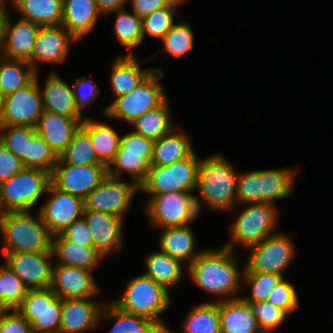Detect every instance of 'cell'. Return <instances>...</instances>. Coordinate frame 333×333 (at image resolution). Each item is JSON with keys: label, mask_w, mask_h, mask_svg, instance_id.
Here are the masks:
<instances>
[{"label": "cell", "mask_w": 333, "mask_h": 333, "mask_svg": "<svg viewBox=\"0 0 333 333\" xmlns=\"http://www.w3.org/2000/svg\"><path fill=\"white\" fill-rule=\"evenodd\" d=\"M234 250L223 247L219 250H203L188 267L191 279L203 290L227 300L240 290L241 274L236 266ZM241 273V274H240ZM231 296V297H230Z\"/></svg>", "instance_id": "cell-1"}, {"label": "cell", "mask_w": 333, "mask_h": 333, "mask_svg": "<svg viewBox=\"0 0 333 333\" xmlns=\"http://www.w3.org/2000/svg\"><path fill=\"white\" fill-rule=\"evenodd\" d=\"M0 231L5 243L4 253L52 252L53 234L40 213L37 219L29 211L1 213Z\"/></svg>", "instance_id": "cell-2"}, {"label": "cell", "mask_w": 333, "mask_h": 333, "mask_svg": "<svg viewBox=\"0 0 333 333\" xmlns=\"http://www.w3.org/2000/svg\"><path fill=\"white\" fill-rule=\"evenodd\" d=\"M238 175L221 155L200 160L196 189L212 209H233L236 203Z\"/></svg>", "instance_id": "cell-3"}, {"label": "cell", "mask_w": 333, "mask_h": 333, "mask_svg": "<svg viewBox=\"0 0 333 333\" xmlns=\"http://www.w3.org/2000/svg\"><path fill=\"white\" fill-rule=\"evenodd\" d=\"M112 303L122 311L146 317L158 327H165L159 315L168 308L171 298L163 285L142 274L130 280L122 297Z\"/></svg>", "instance_id": "cell-4"}, {"label": "cell", "mask_w": 333, "mask_h": 333, "mask_svg": "<svg viewBox=\"0 0 333 333\" xmlns=\"http://www.w3.org/2000/svg\"><path fill=\"white\" fill-rule=\"evenodd\" d=\"M50 184V173L24 167L0 185V214L30 211Z\"/></svg>", "instance_id": "cell-5"}, {"label": "cell", "mask_w": 333, "mask_h": 333, "mask_svg": "<svg viewBox=\"0 0 333 333\" xmlns=\"http://www.w3.org/2000/svg\"><path fill=\"white\" fill-rule=\"evenodd\" d=\"M152 70L129 94L115 98L105 109V114L111 118L128 121L130 124L143 116L148 110L160 106L165 100L159 77L163 72Z\"/></svg>", "instance_id": "cell-6"}, {"label": "cell", "mask_w": 333, "mask_h": 333, "mask_svg": "<svg viewBox=\"0 0 333 333\" xmlns=\"http://www.w3.org/2000/svg\"><path fill=\"white\" fill-rule=\"evenodd\" d=\"M146 214L153 226L158 228L185 226L199 214L198 197L187 192H165L151 195Z\"/></svg>", "instance_id": "cell-7"}, {"label": "cell", "mask_w": 333, "mask_h": 333, "mask_svg": "<svg viewBox=\"0 0 333 333\" xmlns=\"http://www.w3.org/2000/svg\"><path fill=\"white\" fill-rule=\"evenodd\" d=\"M198 161L193 152L188 158L167 166H150L139 189L150 195L196 190Z\"/></svg>", "instance_id": "cell-8"}, {"label": "cell", "mask_w": 333, "mask_h": 333, "mask_svg": "<svg viewBox=\"0 0 333 333\" xmlns=\"http://www.w3.org/2000/svg\"><path fill=\"white\" fill-rule=\"evenodd\" d=\"M277 214L276 208L271 203H249L231 226L234 244L227 243L225 247L234 250L237 242L250 248L275 234L273 228L277 222Z\"/></svg>", "instance_id": "cell-9"}, {"label": "cell", "mask_w": 333, "mask_h": 333, "mask_svg": "<svg viewBox=\"0 0 333 333\" xmlns=\"http://www.w3.org/2000/svg\"><path fill=\"white\" fill-rule=\"evenodd\" d=\"M17 310L30 323L33 333H59L62 299L50 287L28 290Z\"/></svg>", "instance_id": "cell-10"}, {"label": "cell", "mask_w": 333, "mask_h": 333, "mask_svg": "<svg viewBox=\"0 0 333 333\" xmlns=\"http://www.w3.org/2000/svg\"><path fill=\"white\" fill-rule=\"evenodd\" d=\"M290 238L283 233H275L250 247L251 252L243 273H272L282 275V271L294 259L295 250Z\"/></svg>", "instance_id": "cell-11"}, {"label": "cell", "mask_w": 333, "mask_h": 333, "mask_svg": "<svg viewBox=\"0 0 333 333\" xmlns=\"http://www.w3.org/2000/svg\"><path fill=\"white\" fill-rule=\"evenodd\" d=\"M43 112L42 95L36 73L35 79L29 85L5 96L0 126L35 127Z\"/></svg>", "instance_id": "cell-12"}, {"label": "cell", "mask_w": 333, "mask_h": 333, "mask_svg": "<svg viewBox=\"0 0 333 333\" xmlns=\"http://www.w3.org/2000/svg\"><path fill=\"white\" fill-rule=\"evenodd\" d=\"M139 186L107 176L85 199L84 211L104 212L121 219L131 205Z\"/></svg>", "instance_id": "cell-13"}, {"label": "cell", "mask_w": 333, "mask_h": 333, "mask_svg": "<svg viewBox=\"0 0 333 333\" xmlns=\"http://www.w3.org/2000/svg\"><path fill=\"white\" fill-rule=\"evenodd\" d=\"M107 176L104 165L57 163L51 174V184L60 191L85 199Z\"/></svg>", "instance_id": "cell-14"}, {"label": "cell", "mask_w": 333, "mask_h": 333, "mask_svg": "<svg viewBox=\"0 0 333 333\" xmlns=\"http://www.w3.org/2000/svg\"><path fill=\"white\" fill-rule=\"evenodd\" d=\"M47 193H52V196L41 206L39 213L46 227L55 235L83 216L84 199L60 191L52 184Z\"/></svg>", "instance_id": "cell-15"}, {"label": "cell", "mask_w": 333, "mask_h": 333, "mask_svg": "<svg viewBox=\"0 0 333 333\" xmlns=\"http://www.w3.org/2000/svg\"><path fill=\"white\" fill-rule=\"evenodd\" d=\"M7 264L22 280L28 290L45 289L51 286L52 252L4 253Z\"/></svg>", "instance_id": "cell-16"}, {"label": "cell", "mask_w": 333, "mask_h": 333, "mask_svg": "<svg viewBox=\"0 0 333 333\" xmlns=\"http://www.w3.org/2000/svg\"><path fill=\"white\" fill-rule=\"evenodd\" d=\"M40 28L38 24L22 18L13 24L7 13L1 36L3 57L29 62Z\"/></svg>", "instance_id": "cell-17"}, {"label": "cell", "mask_w": 333, "mask_h": 333, "mask_svg": "<svg viewBox=\"0 0 333 333\" xmlns=\"http://www.w3.org/2000/svg\"><path fill=\"white\" fill-rule=\"evenodd\" d=\"M92 271L56 264L52 269L50 288L63 299L90 298L99 292Z\"/></svg>", "instance_id": "cell-18"}, {"label": "cell", "mask_w": 333, "mask_h": 333, "mask_svg": "<svg viewBox=\"0 0 333 333\" xmlns=\"http://www.w3.org/2000/svg\"><path fill=\"white\" fill-rule=\"evenodd\" d=\"M94 241V248L103 256L122 247L123 219L104 212L84 211Z\"/></svg>", "instance_id": "cell-19"}, {"label": "cell", "mask_w": 333, "mask_h": 333, "mask_svg": "<svg viewBox=\"0 0 333 333\" xmlns=\"http://www.w3.org/2000/svg\"><path fill=\"white\" fill-rule=\"evenodd\" d=\"M84 120L85 118H71L44 111L35 128L37 133L59 157L71 143L75 132Z\"/></svg>", "instance_id": "cell-20"}, {"label": "cell", "mask_w": 333, "mask_h": 333, "mask_svg": "<svg viewBox=\"0 0 333 333\" xmlns=\"http://www.w3.org/2000/svg\"><path fill=\"white\" fill-rule=\"evenodd\" d=\"M77 41L62 25L41 27L36 39L30 66L37 72L35 62H62L68 55L69 43Z\"/></svg>", "instance_id": "cell-21"}, {"label": "cell", "mask_w": 333, "mask_h": 333, "mask_svg": "<svg viewBox=\"0 0 333 333\" xmlns=\"http://www.w3.org/2000/svg\"><path fill=\"white\" fill-rule=\"evenodd\" d=\"M89 298L63 299L59 333H82L99 325L103 306Z\"/></svg>", "instance_id": "cell-22"}, {"label": "cell", "mask_w": 333, "mask_h": 333, "mask_svg": "<svg viewBox=\"0 0 333 333\" xmlns=\"http://www.w3.org/2000/svg\"><path fill=\"white\" fill-rule=\"evenodd\" d=\"M218 302L221 333H262L247 302L241 297Z\"/></svg>", "instance_id": "cell-23"}, {"label": "cell", "mask_w": 333, "mask_h": 333, "mask_svg": "<svg viewBox=\"0 0 333 333\" xmlns=\"http://www.w3.org/2000/svg\"><path fill=\"white\" fill-rule=\"evenodd\" d=\"M40 91L44 111L71 118H84L76 108L73 89L55 72L49 74L43 90Z\"/></svg>", "instance_id": "cell-24"}, {"label": "cell", "mask_w": 333, "mask_h": 333, "mask_svg": "<svg viewBox=\"0 0 333 333\" xmlns=\"http://www.w3.org/2000/svg\"><path fill=\"white\" fill-rule=\"evenodd\" d=\"M98 14L96 0H63L62 26L79 40L93 30Z\"/></svg>", "instance_id": "cell-25"}, {"label": "cell", "mask_w": 333, "mask_h": 333, "mask_svg": "<svg viewBox=\"0 0 333 333\" xmlns=\"http://www.w3.org/2000/svg\"><path fill=\"white\" fill-rule=\"evenodd\" d=\"M52 254L59 265L79 267L92 271L104 257L94 248L67 240L61 233L53 235Z\"/></svg>", "instance_id": "cell-26"}, {"label": "cell", "mask_w": 333, "mask_h": 333, "mask_svg": "<svg viewBox=\"0 0 333 333\" xmlns=\"http://www.w3.org/2000/svg\"><path fill=\"white\" fill-rule=\"evenodd\" d=\"M174 128L153 143V157L150 166H167L188 158L193 152L190 137Z\"/></svg>", "instance_id": "cell-27"}, {"label": "cell", "mask_w": 333, "mask_h": 333, "mask_svg": "<svg viewBox=\"0 0 333 333\" xmlns=\"http://www.w3.org/2000/svg\"><path fill=\"white\" fill-rule=\"evenodd\" d=\"M162 233L159 239L160 250L174 259L181 263L187 262L190 266L200 255V252L194 253L195 238L192 235L190 224L163 228Z\"/></svg>", "instance_id": "cell-28"}, {"label": "cell", "mask_w": 333, "mask_h": 333, "mask_svg": "<svg viewBox=\"0 0 333 333\" xmlns=\"http://www.w3.org/2000/svg\"><path fill=\"white\" fill-rule=\"evenodd\" d=\"M22 15L41 27L60 26L63 20V0H13Z\"/></svg>", "instance_id": "cell-29"}, {"label": "cell", "mask_w": 333, "mask_h": 333, "mask_svg": "<svg viewBox=\"0 0 333 333\" xmlns=\"http://www.w3.org/2000/svg\"><path fill=\"white\" fill-rule=\"evenodd\" d=\"M151 71L141 69L140 62L131 52L119 57L111 73V86L116 98L129 94Z\"/></svg>", "instance_id": "cell-30"}, {"label": "cell", "mask_w": 333, "mask_h": 333, "mask_svg": "<svg viewBox=\"0 0 333 333\" xmlns=\"http://www.w3.org/2000/svg\"><path fill=\"white\" fill-rule=\"evenodd\" d=\"M81 126L89 133L98 160L108 167L119 149L121 137L111 126L89 117H85Z\"/></svg>", "instance_id": "cell-31"}, {"label": "cell", "mask_w": 333, "mask_h": 333, "mask_svg": "<svg viewBox=\"0 0 333 333\" xmlns=\"http://www.w3.org/2000/svg\"><path fill=\"white\" fill-rule=\"evenodd\" d=\"M145 264L147 271L143 275L163 285L167 290L175 286L183 275V264L162 251L149 254Z\"/></svg>", "instance_id": "cell-32"}, {"label": "cell", "mask_w": 333, "mask_h": 333, "mask_svg": "<svg viewBox=\"0 0 333 333\" xmlns=\"http://www.w3.org/2000/svg\"><path fill=\"white\" fill-rule=\"evenodd\" d=\"M36 73L27 61L2 57L0 59V89L5 96L12 94L29 85L35 79Z\"/></svg>", "instance_id": "cell-33"}, {"label": "cell", "mask_w": 333, "mask_h": 333, "mask_svg": "<svg viewBox=\"0 0 333 333\" xmlns=\"http://www.w3.org/2000/svg\"><path fill=\"white\" fill-rule=\"evenodd\" d=\"M167 99L158 107L148 110L143 116L136 119L131 125L136 133L153 141L168 134L174 129L170 123V110Z\"/></svg>", "instance_id": "cell-34"}, {"label": "cell", "mask_w": 333, "mask_h": 333, "mask_svg": "<svg viewBox=\"0 0 333 333\" xmlns=\"http://www.w3.org/2000/svg\"><path fill=\"white\" fill-rule=\"evenodd\" d=\"M295 173L292 170H260L261 203H271L274 200L289 196L293 188Z\"/></svg>", "instance_id": "cell-35"}, {"label": "cell", "mask_w": 333, "mask_h": 333, "mask_svg": "<svg viewBox=\"0 0 333 333\" xmlns=\"http://www.w3.org/2000/svg\"><path fill=\"white\" fill-rule=\"evenodd\" d=\"M102 317L116 320L109 333H153L158 328L150 319L122 311L111 302L108 306H103L100 318Z\"/></svg>", "instance_id": "cell-36"}, {"label": "cell", "mask_w": 333, "mask_h": 333, "mask_svg": "<svg viewBox=\"0 0 333 333\" xmlns=\"http://www.w3.org/2000/svg\"><path fill=\"white\" fill-rule=\"evenodd\" d=\"M112 165L116 168H112ZM149 170L150 163L144 158V153L125 152L119 146L113 161L107 167V174L120 179L122 171H127L133 177L134 183L140 186L145 181Z\"/></svg>", "instance_id": "cell-37"}, {"label": "cell", "mask_w": 333, "mask_h": 333, "mask_svg": "<svg viewBox=\"0 0 333 333\" xmlns=\"http://www.w3.org/2000/svg\"><path fill=\"white\" fill-rule=\"evenodd\" d=\"M183 333H221L218 302H205L189 311Z\"/></svg>", "instance_id": "cell-38"}, {"label": "cell", "mask_w": 333, "mask_h": 333, "mask_svg": "<svg viewBox=\"0 0 333 333\" xmlns=\"http://www.w3.org/2000/svg\"><path fill=\"white\" fill-rule=\"evenodd\" d=\"M57 163L76 166L103 165L97 158L89 133L82 126L75 132L71 143L58 157Z\"/></svg>", "instance_id": "cell-39"}, {"label": "cell", "mask_w": 333, "mask_h": 333, "mask_svg": "<svg viewBox=\"0 0 333 333\" xmlns=\"http://www.w3.org/2000/svg\"><path fill=\"white\" fill-rule=\"evenodd\" d=\"M114 12L117 13L115 22L117 40L133 53L132 49L139 46L143 41L142 18L134 12H127L125 8Z\"/></svg>", "instance_id": "cell-40"}, {"label": "cell", "mask_w": 333, "mask_h": 333, "mask_svg": "<svg viewBox=\"0 0 333 333\" xmlns=\"http://www.w3.org/2000/svg\"><path fill=\"white\" fill-rule=\"evenodd\" d=\"M36 133V128L32 126H0V142L20 158L27 168L28 142H31Z\"/></svg>", "instance_id": "cell-41"}, {"label": "cell", "mask_w": 333, "mask_h": 333, "mask_svg": "<svg viewBox=\"0 0 333 333\" xmlns=\"http://www.w3.org/2000/svg\"><path fill=\"white\" fill-rule=\"evenodd\" d=\"M2 311L17 309L28 289L21 278L7 265L1 266Z\"/></svg>", "instance_id": "cell-42"}, {"label": "cell", "mask_w": 333, "mask_h": 333, "mask_svg": "<svg viewBox=\"0 0 333 333\" xmlns=\"http://www.w3.org/2000/svg\"><path fill=\"white\" fill-rule=\"evenodd\" d=\"M57 161L58 156L44 139L36 133L31 142H28L27 168L40 169L52 174Z\"/></svg>", "instance_id": "cell-43"}, {"label": "cell", "mask_w": 333, "mask_h": 333, "mask_svg": "<svg viewBox=\"0 0 333 333\" xmlns=\"http://www.w3.org/2000/svg\"><path fill=\"white\" fill-rule=\"evenodd\" d=\"M182 2H171L168 6L155 10L151 14L142 18V33L154 38H161L175 24L174 15L176 7Z\"/></svg>", "instance_id": "cell-44"}, {"label": "cell", "mask_w": 333, "mask_h": 333, "mask_svg": "<svg viewBox=\"0 0 333 333\" xmlns=\"http://www.w3.org/2000/svg\"><path fill=\"white\" fill-rule=\"evenodd\" d=\"M185 22L174 24L162 37L166 53L182 57L193 49V33Z\"/></svg>", "instance_id": "cell-45"}, {"label": "cell", "mask_w": 333, "mask_h": 333, "mask_svg": "<svg viewBox=\"0 0 333 333\" xmlns=\"http://www.w3.org/2000/svg\"><path fill=\"white\" fill-rule=\"evenodd\" d=\"M243 280L251 286V296L242 298L245 302H263L270 292L283 279L282 275L272 273H243Z\"/></svg>", "instance_id": "cell-46"}, {"label": "cell", "mask_w": 333, "mask_h": 333, "mask_svg": "<svg viewBox=\"0 0 333 333\" xmlns=\"http://www.w3.org/2000/svg\"><path fill=\"white\" fill-rule=\"evenodd\" d=\"M257 320L262 333H269L276 329L285 320L288 314L275 305L263 302H247Z\"/></svg>", "instance_id": "cell-47"}, {"label": "cell", "mask_w": 333, "mask_h": 333, "mask_svg": "<svg viewBox=\"0 0 333 333\" xmlns=\"http://www.w3.org/2000/svg\"><path fill=\"white\" fill-rule=\"evenodd\" d=\"M261 203L260 170L238 175L236 202Z\"/></svg>", "instance_id": "cell-48"}, {"label": "cell", "mask_w": 333, "mask_h": 333, "mask_svg": "<svg viewBox=\"0 0 333 333\" xmlns=\"http://www.w3.org/2000/svg\"><path fill=\"white\" fill-rule=\"evenodd\" d=\"M266 301L282 309L288 315L299 307L298 296L294 286L284 278L270 292Z\"/></svg>", "instance_id": "cell-49"}, {"label": "cell", "mask_w": 333, "mask_h": 333, "mask_svg": "<svg viewBox=\"0 0 333 333\" xmlns=\"http://www.w3.org/2000/svg\"><path fill=\"white\" fill-rule=\"evenodd\" d=\"M154 141L134 131L121 136L120 146L125 152L144 153V158L151 164Z\"/></svg>", "instance_id": "cell-50"}, {"label": "cell", "mask_w": 333, "mask_h": 333, "mask_svg": "<svg viewBox=\"0 0 333 333\" xmlns=\"http://www.w3.org/2000/svg\"><path fill=\"white\" fill-rule=\"evenodd\" d=\"M73 94L76 108L82 114V108L91 105L100 92L97 84L88 78H80L73 84Z\"/></svg>", "instance_id": "cell-51"}, {"label": "cell", "mask_w": 333, "mask_h": 333, "mask_svg": "<svg viewBox=\"0 0 333 333\" xmlns=\"http://www.w3.org/2000/svg\"><path fill=\"white\" fill-rule=\"evenodd\" d=\"M0 311V333H33L30 323L17 309Z\"/></svg>", "instance_id": "cell-52"}, {"label": "cell", "mask_w": 333, "mask_h": 333, "mask_svg": "<svg viewBox=\"0 0 333 333\" xmlns=\"http://www.w3.org/2000/svg\"><path fill=\"white\" fill-rule=\"evenodd\" d=\"M61 234L70 241L86 247H94V241L84 217L75 220Z\"/></svg>", "instance_id": "cell-53"}, {"label": "cell", "mask_w": 333, "mask_h": 333, "mask_svg": "<svg viewBox=\"0 0 333 333\" xmlns=\"http://www.w3.org/2000/svg\"><path fill=\"white\" fill-rule=\"evenodd\" d=\"M23 168L21 159L0 142V185L11 179Z\"/></svg>", "instance_id": "cell-54"}, {"label": "cell", "mask_w": 333, "mask_h": 333, "mask_svg": "<svg viewBox=\"0 0 333 333\" xmlns=\"http://www.w3.org/2000/svg\"><path fill=\"white\" fill-rule=\"evenodd\" d=\"M132 5V12H134L140 18H143L155 10L168 6L170 0H128Z\"/></svg>", "instance_id": "cell-55"}, {"label": "cell", "mask_w": 333, "mask_h": 333, "mask_svg": "<svg viewBox=\"0 0 333 333\" xmlns=\"http://www.w3.org/2000/svg\"><path fill=\"white\" fill-rule=\"evenodd\" d=\"M128 0H96L99 11L105 15L125 8Z\"/></svg>", "instance_id": "cell-56"}, {"label": "cell", "mask_w": 333, "mask_h": 333, "mask_svg": "<svg viewBox=\"0 0 333 333\" xmlns=\"http://www.w3.org/2000/svg\"><path fill=\"white\" fill-rule=\"evenodd\" d=\"M7 13L6 7H0V36H2L4 20Z\"/></svg>", "instance_id": "cell-57"}, {"label": "cell", "mask_w": 333, "mask_h": 333, "mask_svg": "<svg viewBox=\"0 0 333 333\" xmlns=\"http://www.w3.org/2000/svg\"><path fill=\"white\" fill-rule=\"evenodd\" d=\"M4 103H5V95L0 89V117L4 110Z\"/></svg>", "instance_id": "cell-58"}, {"label": "cell", "mask_w": 333, "mask_h": 333, "mask_svg": "<svg viewBox=\"0 0 333 333\" xmlns=\"http://www.w3.org/2000/svg\"><path fill=\"white\" fill-rule=\"evenodd\" d=\"M153 333H172L166 326L158 327Z\"/></svg>", "instance_id": "cell-59"}, {"label": "cell", "mask_w": 333, "mask_h": 333, "mask_svg": "<svg viewBox=\"0 0 333 333\" xmlns=\"http://www.w3.org/2000/svg\"><path fill=\"white\" fill-rule=\"evenodd\" d=\"M0 311H2L1 266H0Z\"/></svg>", "instance_id": "cell-60"}, {"label": "cell", "mask_w": 333, "mask_h": 333, "mask_svg": "<svg viewBox=\"0 0 333 333\" xmlns=\"http://www.w3.org/2000/svg\"><path fill=\"white\" fill-rule=\"evenodd\" d=\"M3 57L2 55V45H1V36H0V59Z\"/></svg>", "instance_id": "cell-61"}, {"label": "cell", "mask_w": 333, "mask_h": 333, "mask_svg": "<svg viewBox=\"0 0 333 333\" xmlns=\"http://www.w3.org/2000/svg\"><path fill=\"white\" fill-rule=\"evenodd\" d=\"M5 4H6L5 0H0V7H5Z\"/></svg>", "instance_id": "cell-62"}, {"label": "cell", "mask_w": 333, "mask_h": 333, "mask_svg": "<svg viewBox=\"0 0 333 333\" xmlns=\"http://www.w3.org/2000/svg\"><path fill=\"white\" fill-rule=\"evenodd\" d=\"M171 2H183L184 0H170Z\"/></svg>", "instance_id": "cell-63"}]
</instances>
